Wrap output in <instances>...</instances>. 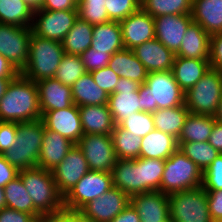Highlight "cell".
I'll return each mask as SVG.
<instances>
[{"instance_id": "cell-2", "label": "cell", "mask_w": 222, "mask_h": 222, "mask_svg": "<svg viewBox=\"0 0 222 222\" xmlns=\"http://www.w3.org/2000/svg\"><path fill=\"white\" fill-rule=\"evenodd\" d=\"M140 111L174 108L184 104L185 92L169 71L150 72L138 90Z\"/></svg>"}, {"instance_id": "cell-25", "label": "cell", "mask_w": 222, "mask_h": 222, "mask_svg": "<svg viewBox=\"0 0 222 222\" xmlns=\"http://www.w3.org/2000/svg\"><path fill=\"white\" fill-rule=\"evenodd\" d=\"M111 175L112 185L125 192L129 197L141 193L139 158L117 159Z\"/></svg>"}, {"instance_id": "cell-30", "label": "cell", "mask_w": 222, "mask_h": 222, "mask_svg": "<svg viewBox=\"0 0 222 222\" xmlns=\"http://www.w3.org/2000/svg\"><path fill=\"white\" fill-rule=\"evenodd\" d=\"M108 67L119 77L130 79L140 84L145 83L148 75L145 66L138 60L133 50L130 49L124 48L111 55Z\"/></svg>"}, {"instance_id": "cell-48", "label": "cell", "mask_w": 222, "mask_h": 222, "mask_svg": "<svg viewBox=\"0 0 222 222\" xmlns=\"http://www.w3.org/2000/svg\"><path fill=\"white\" fill-rule=\"evenodd\" d=\"M17 128V122L0 121V154L16 144Z\"/></svg>"}, {"instance_id": "cell-29", "label": "cell", "mask_w": 222, "mask_h": 222, "mask_svg": "<svg viewBox=\"0 0 222 222\" xmlns=\"http://www.w3.org/2000/svg\"><path fill=\"white\" fill-rule=\"evenodd\" d=\"M91 48L113 55L125 48L119 21L93 25Z\"/></svg>"}, {"instance_id": "cell-19", "label": "cell", "mask_w": 222, "mask_h": 222, "mask_svg": "<svg viewBox=\"0 0 222 222\" xmlns=\"http://www.w3.org/2000/svg\"><path fill=\"white\" fill-rule=\"evenodd\" d=\"M130 204L141 222H163L170 217L168 195L160 191L134 194L130 196Z\"/></svg>"}, {"instance_id": "cell-61", "label": "cell", "mask_w": 222, "mask_h": 222, "mask_svg": "<svg viewBox=\"0 0 222 222\" xmlns=\"http://www.w3.org/2000/svg\"><path fill=\"white\" fill-rule=\"evenodd\" d=\"M6 207H7V204H6L4 189L2 187H0V210H2L3 208H6Z\"/></svg>"}, {"instance_id": "cell-23", "label": "cell", "mask_w": 222, "mask_h": 222, "mask_svg": "<svg viewBox=\"0 0 222 222\" xmlns=\"http://www.w3.org/2000/svg\"><path fill=\"white\" fill-rule=\"evenodd\" d=\"M211 35L199 24L192 22L187 28L176 56L210 60Z\"/></svg>"}, {"instance_id": "cell-58", "label": "cell", "mask_w": 222, "mask_h": 222, "mask_svg": "<svg viewBox=\"0 0 222 222\" xmlns=\"http://www.w3.org/2000/svg\"><path fill=\"white\" fill-rule=\"evenodd\" d=\"M14 78H0V99L3 97L10 81Z\"/></svg>"}, {"instance_id": "cell-12", "label": "cell", "mask_w": 222, "mask_h": 222, "mask_svg": "<svg viewBox=\"0 0 222 222\" xmlns=\"http://www.w3.org/2000/svg\"><path fill=\"white\" fill-rule=\"evenodd\" d=\"M76 145L85 156L90 170L112 172L117 156L111 135L86 134Z\"/></svg>"}, {"instance_id": "cell-22", "label": "cell", "mask_w": 222, "mask_h": 222, "mask_svg": "<svg viewBox=\"0 0 222 222\" xmlns=\"http://www.w3.org/2000/svg\"><path fill=\"white\" fill-rule=\"evenodd\" d=\"M42 146L37 167L52 171L64 159L74 143L44 126Z\"/></svg>"}, {"instance_id": "cell-53", "label": "cell", "mask_w": 222, "mask_h": 222, "mask_svg": "<svg viewBox=\"0 0 222 222\" xmlns=\"http://www.w3.org/2000/svg\"><path fill=\"white\" fill-rule=\"evenodd\" d=\"M19 175V170L10 165L3 154H0V187L4 188Z\"/></svg>"}, {"instance_id": "cell-26", "label": "cell", "mask_w": 222, "mask_h": 222, "mask_svg": "<svg viewBox=\"0 0 222 222\" xmlns=\"http://www.w3.org/2000/svg\"><path fill=\"white\" fill-rule=\"evenodd\" d=\"M191 16L208 34L222 32V0H192Z\"/></svg>"}, {"instance_id": "cell-8", "label": "cell", "mask_w": 222, "mask_h": 222, "mask_svg": "<svg viewBox=\"0 0 222 222\" xmlns=\"http://www.w3.org/2000/svg\"><path fill=\"white\" fill-rule=\"evenodd\" d=\"M168 201L173 222H214L208 208L207 192L202 187L170 194Z\"/></svg>"}, {"instance_id": "cell-57", "label": "cell", "mask_w": 222, "mask_h": 222, "mask_svg": "<svg viewBox=\"0 0 222 222\" xmlns=\"http://www.w3.org/2000/svg\"><path fill=\"white\" fill-rule=\"evenodd\" d=\"M19 72L0 54V78H15Z\"/></svg>"}, {"instance_id": "cell-46", "label": "cell", "mask_w": 222, "mask_h": 222, "mask_svg": "<svg viewBox=\"0 0 222 222\" xmlns=\"http://www.w3.org/2000/svg\"><path fill=\"white\" fill-rule=\"evenodd\" d=\"M86 72H91L108 66L111 54L107 52L96 51L89 48L80 55Z\"/></svg>"}, {"instance_id": "cell-18", "label": "cell", "mask_w": 222, "mask_h": 222, "mask_svg": "<svg viewBox=\"0 0 222 222\" xmlns=\"http://www.w3.org/2000/svg\"><path fill=\"white\" fill-rule=\"evenodd\" d=\"M119 24L125 49L132 50L155 38L154 18L142 8L119 21Z\"/></svg>"}, {"instance_id": "cell-3", "label": "cell", "mask_w": 222, "mask_h": 222, "mask_svg": "<svg viewBox=\"0 0 222 222\" xmlns=\"http://www.w3.org/2000/svg\"><path fill=\"white\" fill-rule=\"evenodd\" d=\"M18 176L22 179L34 207L42 215L65 209L64 196L58 190L52 171L36 166L20 170Z\"/></svg>"}, {"instance_id": "cell-51", "label": "cell", "mask_w": 222, "mask_h": 222, "mask_svg": "<svg viewBox=\"0 0 222 222\" xmlns=\"http://www.w3.org/2000/svg\"><path fill=\"white\" fill-rule=\"evenodd\" d=\"M208 208L214 222H222V190L206 191Z\"/></svg>"}, {"instance_id": "cell-62", "label": "cell", "mask_w": 222, "mask_h": 222, "mask_svg": "<svg viewBox=\"0 0 222 222\" xmlns=\"http://www.w3.org/2000/svg\"><path fill=\"white\" fill-rule=\"evenodd\" d=\"M163 222H173V221L169 217L166 221H163Z\"/></svg>"}, {"instance_id": "cell-34", "label": "cell", "mask_w": 222, "mask_h": 222, "mask_svg": "<svg viewBox=\"0 0 222 222\" xmlns=\"http://www.w3.org/2000/svg\"><path fill=\"white\" fill-rule=\"evenodd\" d=\"M93 25L81 20L75 21L62 41L65 54L80 56L91 47Z\"/></svg>"}, {"instance_id": "cell-31", "label": "cell", "mask_w": 222, "mask_h": 222, "mask_svg": "<svg viewBox=\"0 0 222 222\" xmlns=\"http://www.w3.org/2000/svg\"><path fill=\"white\" fill-rule=\"evenodd\" d=\"M73 102L76 106L108 104L109 94L98 87L90 72H85L72 86Z\"/></svg>"}, {"instance_id": "cell-27", "label": "cell", "mask_w": 222, "mask_h": 222, "mask_svg": "<svg viewBox=\"0 0 222 222\" xmlns=\"http://www.w3.org/2000/svg\"><path fill=\"white\" fill-rule=\"evenodd\" d=\"M209 60L175 56L172 73L180 88L186 92L210 69Z\"/></svg>"}, {"instance_id": "cell-10", "label": "cell", "mask_w": 222, "mask_h": 222, "mask_svg": "<svg viewBox=\"0 0 222 222\" xmlns=\"http://www.w3.org/2000/svg\"><path fill=\"white\" fill-rule=\"evenodd\" d=\"M31 27L0 23V54L20 73L29 58Z\"/></svg>"}, {"instance_id": "cell-15", "label": "cell", "mask_w": 222, "mask_h": 222, "mask_svg": "<svg viewBox=\"0 0 222 222\" xmlns=\"http://www.w3.org/2000/svg\"><path fill=\"white\" fill-rule=\"evenodd\" d=\"M89 170L81 149L74 144L52 174L59 192L65 196Z\"/></svg>"}, {"instance_id": "cell-32", "label": "cell", "mask_w": 222, "mask_h": 222, "mask_svg": "<svg viewBox=\"0 0 222 222\" xmlns=\"http://www.w3.org/2000/svg\"><path fill=\"white\" fill-rule=\"evenodd\" d=\"M189 113L185 104L174 108L157 109L152 112L155 129L178 139Z\"/></svg>"}, {"instance_id": "cell-36", "label": "cell", "mask_w": 222, "mask_h": 222, "mask_svg": "<svg viewBox=\"0 0 222 222\" xmlns=\"http://www.w3.org/2000/svg\"><path fill=\"white\" fill-rule=\"evenodd\" d=\"M34 10L23 0H0V23L31 27Z\"/></svg>"}, {"instance_id": "cell-11", "label": "cell", "mask_w": 222, "mask_h": 222, "mask_svg": "<svg viewBox=\"0 0 222 222\" xmlns=\"http://www.w3.org/2000/svg\"><path fill=\"white\" fill-rule=\"evenodd\" d=\"M77 19L78 10L37 9L34 10L31 28L33 34L39 37L62 42Z\"/></svg>"}, {"instance_id": "cell-40", "label": "cell", "mask_w": 222, "mask_h": 222, "mask_svg": "<svg viewBox=\"0 0 222 222\" xmlns=\"http://www.w3.org/2000/svg\"><path fill=\"white\" fill-rule=\"evenodd\" d=\"M178 149L204 172L220 153L206 142L178 143Z\"/></svg>"}, {"instance_id": "cell-43", "label": "cell", "mask_w": 222, "mask_h": 222, "mask_svg": "<svg viewBox=\"0 0 222 222\" xmlns=\"http://www.w3.org/2000/svg\"><path fill=\"white\" fill-rule=\"evenodd\" d=\"M119 126L141 138L155 129L152 113L144 111L131 114Z\"/></svg>"}, {"instance_id": "cell-49", "label": "cell", "mask_w": 222, "mask_h": 222, "mask_svg": "<svg viewBox=\"0 0 222 222\" xmlns=\"http://www.w3.org/2000/svg\"><path fill=\"white\" fill-rule=\"evenodd\" d=\"M39 222H87L78 211L63 209L59 212L43 215Z\"/></svg>"}, {"instance_id": "cell-17", "label": "cell", "mask_w": 222, "mask_h": 222, "mask_svg": "<svg viewBox=\"0 0 222 222\" xmlns=\"http://www.w3.org/2000/svg\"><path fill=\"white\" fill-rule=\"evenodd\" d=\"M192 22L191 14H172L155 17V38L176 54L179 51L186 30Z\"/></svg>"}, {"instance_id": "cell-14", "label": "cell", "mask_w": 222, "mask_h": 222, "mask_svg": "<svg viewBox=\"0 0 222 222\" xmlns=\"http://www.w3.org/2000/svg\"><path fill=\"white\" fill-rule=\"evenodd\" d=\"M140 83L120 77L114 93L109 94L108 106L115 125H119L131 114L140 111L138 90Z\"/></svg>"}, {"instance_id": "cell-28", "label": "cell", "mask_w": 222, "mask_h": 222, "mask_svg": "<svg viewBox=\"0 0 222 222\" xmlns=\"http://www.w3.org/2000/svg\"><path fill=\"white\" fill-rule=\"evenodd\" d=\"M178 147L177 138L154 129L142 137L140 157L166 160Z\"/></svg>"}, {"instance_id": "cell-55", "label": "cell", "mask_w": 222, "mask_h": 222, "mask_svg": "<svg viewBox=\"0 0 222 222\" xmlns=\"http://www.w3.org/2000/svg\"><path fill=\"white\" fill-rule=\"evenodd\" d=\"M209 144L222 154V124L214 122L211 135L208 139Z\"/></svg>"}, {"instance_id": "cell-24", "label": "cell", "mask_w": 222, "mask_h": 222, "mask_svg": "<svg viewBox=\"0 0 222 222\" xmlns=\"http://www.w3.org/2000/svg\"><path fill=\"white\" fill-rule=\"evenodd\" d=\"M84 135L104 134L111 135L115 123L108 104L86 105L78 107Z\"/></svg>"}, {"instance_id": "cell-39", "label": "cell", "mask_w": 222, "mask_h": 222, "mask_svg": "<svg viewBox=\"0 0 222 222\" xmlns=\"http://www.w3.org/2000/svg\"><path fill=\"white\" fill-rule=\"evenodd\" d=\"M141 8L153 18L162 15L191 14L192 0H141Z\"/></svg>"}, {"instance_id": "cell-37", "label": "cell", "mask_w": 222, "mask_h": 222, "mask_svg": "<svg viewBox=\"0 0 222 222\" xmlns=\"http://www.w3.org/2000/svg\"><path fill=\"white\" fill-rule=\"evenodd\" d=\"M117 159L133 160L140 157L142 138L134 135L119 125L111 133Z\"/></svg>"}, {"instance_id": "cell-41", "label": "cell", "mask_w": 222, "mask_h": 222, "mask_svg": "<svg viewBox=\"0 0 222 222\" xmlns=\"http://www.w3.org/2000/svg\"><path fill=\"white\" fill-rule=\"evenodd\" d=\"M85 72L80 56L65 54L53 78L71 87Z\"/></svg>"}, {"instance_id": "cell-38", "label": "cell", "mask_w": 222, "mask_h": 222, "mask_svg": "<svg viewBox=\"0 0 222 222\" xmlns=\"http://www.w3.org/2000/svg\"><path fill=\"white\" fill-rule=\"evenodd\" d=\"M165 160L139 157L141 193L160 191Z\"/></svg>"}, {"instance_id": "cell-33", "label": "cell", "mask_w": 222, "mask_h": 222, "mask_svg": "<svg viewBox=\"0 0 222 222\" xmlns=\"http://www.w3.org/2000/svg\"><path fill=\"white\" fill-rule=\"evenodd\" d=\"M214 122L215 119L211 115L189 113L177 142L187 143L208 141Z\"/></svg>"}, {"instance_id": "cell-6", "label": "cell", "mask_w": 222, "mask_h": 222, "mask_svg": "<svg viewBox=\"0 0 222 222\" xmlns=\"http://www.w3.org/2000/svg\"><path fill=\"white\" fill-rule=\"evenodd\" d=\"M202 171L179 149L165 160L160 192L170 195L202 186Z\"/></svg>"}, {"instance_id": "cell-50", "label": "cell", "mask_w": 222, "mask_h": 222, "mask_svg": "<svg viewBox=\"0 0 222 222\" xmlns=\"http://www.w3.org/2000/svg\"><path fill=\"white\" fill-rule=\"evenodd\" d=\"M210 67L222 72V32L211 35Z\"/></svg>"}, {"instance_id": "cell-20", "label": "cell", "mask_w": 222, "mask_h": 222, "mask_svg": "<svg viewBox=\"0 0 222 222\" xmlns=\"http://www.w3.org/2000/svg\"><path fill=\"white\" fill-rule=\"evenodd\" d=\"M132 50L148 73L172 70L176 55L156 38L146 41Z\"/></svg>"}, {"instance_id": "cell-56", "label": "cell", "mask_w": 222, "mask_h": 222, "mask_svg": "<svg viewBox=\"0 0 222 222\" xmlns=\"http://www.w3.org/2000/svg\"><path fill=\"white\" fill-rule=\"evenodd\" d=\"M110 222H141L137 211L129 204Z\"/></svg>"}, {"instance_id": "cell-54", "label": "cell", "mask_w": 222, "mask_h": 222, "mask_svg": "<svg viewBox=\"0 0 222 222\" xmlns=\"http://www.w3.org/2000/svg\"><path fill=\"white\" fill-rule=\"evenodd\" d=\"M77 4L78 0H44L40 9L51 11L78 10Z\"/></svg>"}, {"instance_id": "cell-45", "label": "cell", "mask_w": 222, "mask_h": 222, "mask_svg": "<svg viewBox=\"0 0 222 222\" xmlns=\"http://www.w3.org/2000/svg\"><path fill=\"white\" fill-rule=\"evenodd\" d=\"M205 191L222 190V154L202 173V186Z\"/></svg>"}, {"instance_id": "cell-52", "label": "cell", "mask_w": 222, "mask_h": 222, "mask_svg": "<svg viewBox=\"0 0 222 222\" xmlns=\"http://www.w3.org/2000/svg\"><path fill=\"white\" fill-rule=\"evenodd\" d=\"M0 222H39L32 214L10 208L0 210Z\"/></svg>"}, {"instance_id": "cell-60", "label": "cell", "mask_w": 222, "mask_h": 222, "mask_svg": "<svg viewBox=\"0 0 222 222\" xmlns=\"http://www.w3.org/2000/svg\"><path fill=\"white\" fill-rule=\"evenodd\" d=\"M27 3L33 10H37L41 8V5L44 0H23Z\"/></svg>"}, {"instance_id": "cell-7", "label": "cell", "mask_w": 222, "mask_h": 222, "mask_svg": "<svg viewBox=\"0 0 222 222\" xmlns=\"http://www.w3.org/2000/svg\"><path fill=\"white\" fill-rule=\"evenodd\" d=\"M221 97L222 72L210 68L193 87L185 92L184 104L192 114L213 116Z\"/></svg>"}, {"instance_id": "cell-59", "label": "cell", "mask_w": 222, "mask_h": 222, "mask_svg": "<svg viewBox=\"0 0 222 222\" xmlns=\"http://www.w3.org/2000/svg\"><path fill=\"white\" fill-rule=\"evenodd\" d=\"M215 121L222 124V97L216 109V113L213 115Z\"/></svg>"}, {"instance_id": "cell-47", "label": "cell", "mask_w": 222, "mask_h": 222, "mask_svg": "<svg viewBox=\"0 0 222 222\" xmlns=\"http://www.w3.org/2000/svg\"><path fill=\"white\" fill-rule=\"evenodd\" d=\"M90 73L98 87L105 90L108 94L114 93L115 86L120 77L111 68L107 66L91 71Z\"/></svg>"}, {"instance_id": "cell-21", "label": "cell", "mask_w": 222, "mask_h": 222, "mask_svg": "<svg viewBox=\"0 0 222 222\" xmlns=\"http://www.w3.org/2000/svg\"><path fill=\"white\" fill-rule=\"evenodd\" d=\"M42 115L51 110L68 108L74 104L70 86L49 78L36 82Z\"/></svg>"}, {"instance_id": "cell-5", "label": "cell", "mask_w": 222, "mask_h": 222, "mask_svg": "<svg viewBox=\"0 0 222 222\" xmlns=\"http://www.w3.org/2000/svg\"><path fill=\"white\" fill-rule=\"evenodd\" d=\"M44 123L41 119L18 123L16 144L3 155L20 170L36 167L42 146Z\"/></svg>"}, {"instance_id": "cell-16", "label": "cell", "mask_w": 222, "mask_h": 222, "mask_svg": "<svg viewBox=\"0 0 222 222\" xmlns=\"http://www.w3.org/2000/svg\"><path fill=\"white\" fill-rule=\"evenodd\" d=\"M41 120L45 128L57 132L74 144L84 136L78 106L45 112Z\"/></svg>"}, {"instance_id": "cell-13", "label": "cell", "mask_w": 222, "mask_h": 222, "mask_svg": "<svg viewBox=\"0 0 222 222\" xmlns=\"http://www.w3.org/2000/svg\"><path fill=\"white\" fill-rule=\"evenodd\" d=\"M129 204L130 197L113 186L103 195L86 204L79 212L87 222H110Z\"/></svg>"}, {"instance_id": "cell-1", "label": "cell", "mask_w": 222, "mask_h": 222, "mask_svg": "<svg viewBox=\"0 0 222 222\" xmlns=\"http://www.w3.org/2000/svg\"><path fill=\"white\" fill-rule=\"evenodd\" d=\"M41 117L37 83L19 73L0 99V121L21 123Z\"/></svg>"}, {"instance_id": "cell-4", "label": "cell", "mask_w": 222, "mask_h": 222, "mask_svg": "<svg viewBox=\"0 0 222 222\" xmlns=\"http://www.w3.org/2000/svg\"><path fill=\"white\" fill-rule=\"evenodd\" d=\"M64 55L62 42L32 33L28 62L20 74L34 82L53 78Z\"/></svg>"}, {"instance_id": "cell-42", "label": "cell", "mask_w": 222, "mask_h": 222, "mask_svg": "<svg viewBox=\"0 0 222 222\" xmlns=\"http://www.w3.org/2000/svg\"><path fill=\"white\" fill-rule=\"evenodd\" d=\"M78 17L91 25L111 21L106 12V0H78Z\"/></svg>"}, {"instance_id": "cell-35", "label": "cell", "mask_w": 222, "mask_h": 222, "mask_svg": "<svg viewBox=\"0 0 222 222\" xmlns=\"http://www.w3.org/2000/svg\"><path fill=\"white\" fill-rule=\"evenodd\" d=\"M7 208L32 214L38 221L43 216L33 205L22 179L17 176L4 188Z\"/></svg>"}, {"instance_id": "cell-44", "label": "cell", "mask_w": 222, "mask_h": 222, "mask_svg": "<svg viewBox=\"0 0 222 222\" xmlns=\"http://www.w3.org/2000/svg\"><path fill=\"white\" fill-rule=\"evenodd\" d=\"M141 8V0H106V12L111 21H121Z\"/></svg>"}, {"instance_id": "cell-9", "label": "cell", "mask_w": 222, "mask_h": 222, "mask_svg": "<svg viewBox=\"0 0 222 222\" xmlns=\"http://www.w3.org/2000/svg\"><path fill=\"white\" fill-rule=\"evenodd\" d=\"M112 187L111 173L89 170L64 196V207L79 212L86 204Z\"/></svg>"}]
</instances>
